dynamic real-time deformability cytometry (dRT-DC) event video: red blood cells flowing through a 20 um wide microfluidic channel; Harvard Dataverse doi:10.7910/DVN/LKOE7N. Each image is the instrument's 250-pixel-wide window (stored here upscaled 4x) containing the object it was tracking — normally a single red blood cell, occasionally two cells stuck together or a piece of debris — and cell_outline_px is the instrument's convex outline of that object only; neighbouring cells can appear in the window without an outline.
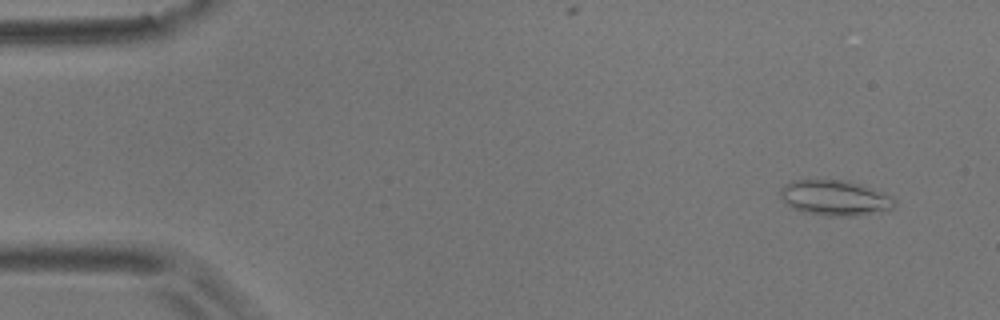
{"species": "common noctule bat (a hibernating species)", "species_latin": "Nyctalus noctula", "temperature_condition": "room temperature", "stored_images_in_passage": 6, "camera_frame_rate_fps": 3000, "um_per_image_px": 0.085, "animal": {"sex": "male", "body_mass_g": 17.9}, "frame": {"image": 1, "passage_image": 1, "time_ms": 0.0, "image_size_px": [1000, 320], "cell_outline_px": [[896, 204], [892, 208], [856, 216], [828, 216], [800, 212], [784, 204], [780, 196], [780, 188], [784, 184], [792, 180], [848, 180], [860, 184], [880, 192], [896, 200]], "centroid_in_image_um": [70.87, 16.82], "position_along_channel_um": 14.1, "area_um2": 23.58}}